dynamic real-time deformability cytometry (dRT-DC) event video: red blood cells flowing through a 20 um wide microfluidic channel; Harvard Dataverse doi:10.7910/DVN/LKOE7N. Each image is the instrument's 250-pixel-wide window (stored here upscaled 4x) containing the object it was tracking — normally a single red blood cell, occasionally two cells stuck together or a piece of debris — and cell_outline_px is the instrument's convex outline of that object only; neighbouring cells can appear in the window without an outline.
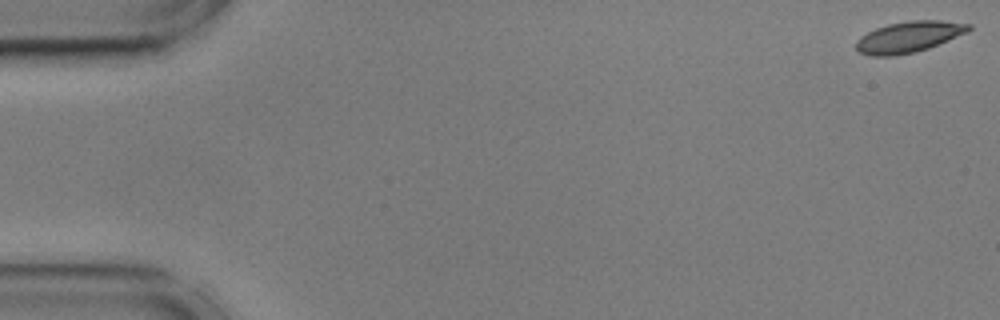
{"species": "common noctule bat (a hibernating species)", "species_latin": "Nyctalus noctula", "temperature_condition": "cold", "stored_images_in_passage": 56, "camera_frame_rate_fps": 3000, "um_per_image_px": 0.085, "animal": {"sex": "male", "body_mass_g": 17.9, "forearm_length_mm": 54.2}, "frame": {"image": 1, "passage_image": 1, "time_ms": 0.0, "image_size_px": [1000, 320], "cell_outline_px": [[972, 28], [968, 32], [928, 48], [916, 52], [892, 56], [872, 56], [860, 52], [856, 48], [856, 40], [860, 36], [876, 28], [888, 24], [908, 20], [940, 20], [972, 24]], "centroid_in_image_um": [77.26, 3.13], "position_along_channel_um": 7.7, "area_um2": 20.4}}
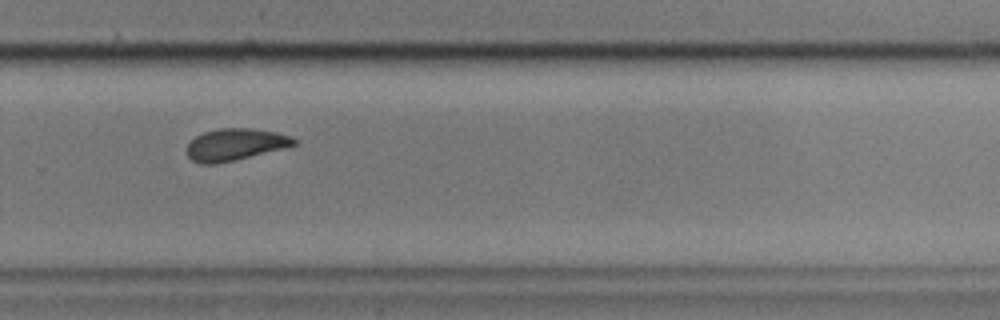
{"frame": {"image": 2, "passage_image": 38, "time_ms": 12.333, "image_size_px": [1000, 320], "cell_outline_px": [[296, 144], [284, 148], [216, 164], [200, 164], [192, 160], [188, 156], [188, 144], [196, 136], [204, 132], [220, 128], [252, 128], [276, 132], [292, 136], [296, 140]], "centroid_in_image_um": [20.0, 12.28], "position_along_channel_um": 309.8, "area_um2": 19.71}}
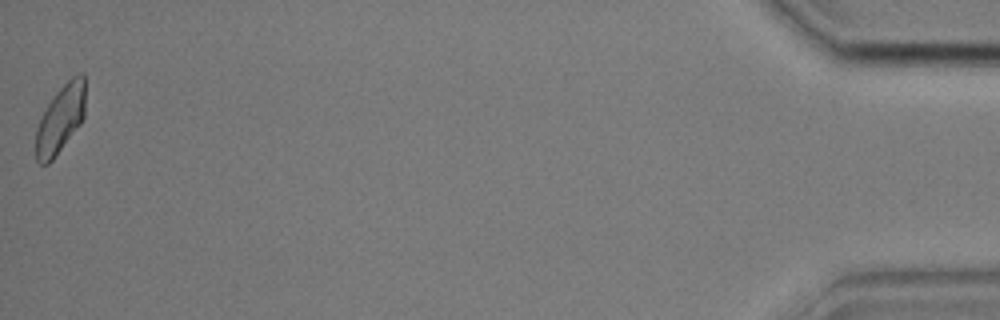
{"frame": {"image": 3, "passage_image": 56, "time_ms": 18.333, "image_size_px": [1000, 320], "cell_outline_px": [[84, 116], [80, 124], [52, 160], [48, 164], [40, 164], [36, 160], [36, 128], [48, 104], [56, 92], [72, 76], [80, 72], [84, 72]], "centroid_in_image_um": [5.14, 10.11], "position_along_channel_um": 430.1, "area_um2": 19.25}, "authors_computed_cell_mechanics": {"area_um2": 20.23, "velocity_mm_per_s": 3.5667, "shape_relaxation_time_tau1_ms": 6.697, "shape_relaxation_time_tau2_ms": 1.8902, "deformation_change_tau1": 0.1768, "deformation_change_tau2": 0.0688}}